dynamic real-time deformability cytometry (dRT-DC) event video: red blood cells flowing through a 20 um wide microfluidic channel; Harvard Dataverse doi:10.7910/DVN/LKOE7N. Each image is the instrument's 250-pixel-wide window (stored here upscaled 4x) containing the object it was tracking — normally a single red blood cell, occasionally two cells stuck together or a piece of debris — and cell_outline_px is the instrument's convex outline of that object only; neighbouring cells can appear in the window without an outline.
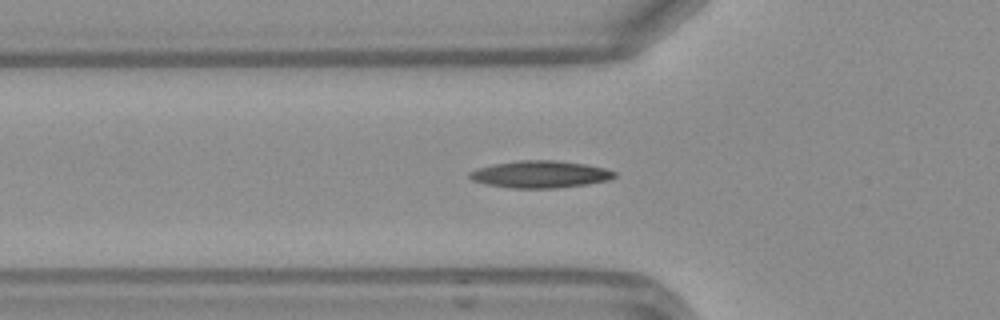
{"species": "Egyptian fruit bat (a non-hibernating species)", "species_latin": "Rousettus aegyptiacus", "temperature_condition": "warm", "stored_images_in_passage": 35, "camera_frame_rate_fps": 3000, "um_per_image_px": 0.085, "frame": {"image": 1, "passage_image": 6, "time_ms": 1.667, "image_size_px": [1000, 320], "cell_outline_px": [[616, 176], [608, 180], [588, 184], [556, 188], [512, 188], [488, 184], [472, 180], [468, 176], [468, 172], [476, 168], [492, 164], [520, 160], [552, 160], [584, 164], [604, 168], [616, 172]], "centroid_in_image_um": [45.89, 14.81], "position_along_channel_um": 79.9, "area_um2": 22.83}}
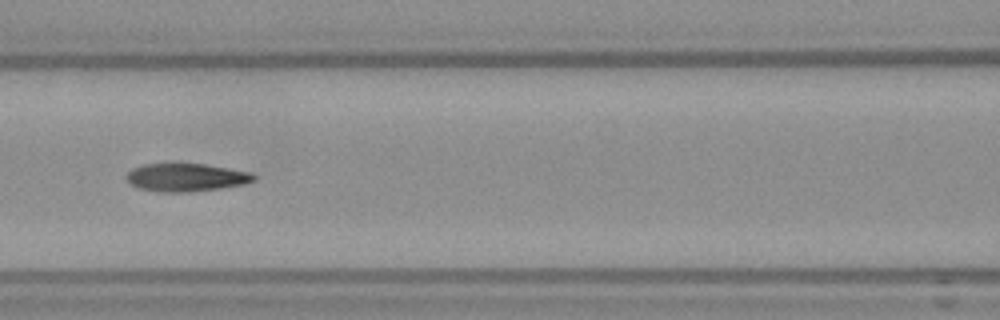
{"frame": {"image": 2, "passage_image": 11, "time_ms": 3.333, "image_size_px": [1000, 320], "cell_outline_px": [[256, 176], [252, 180], [244, 184], [220, 188], [192, 192], [160, 192], [140, 188], [132, 184], [124, 176], [132, 168], [144, 164], [204, 164], [252, 172]], "centroid_in_image_um": [15.81, 15.08], "position_along_channel_um": 150.8, "area_um2": 20.63}, "authors_computed_cell_mechanics": {"area_um2": 21.386, "velocity_mm_per_s": 4.18, "shape_relaxation_time_tau1_ms": 10.2211, "shape_relaxation_time_tau2_ms": 2.383, "deformation_change_tau1": 0.3076, "deformation_change_tau2": 0.106}}